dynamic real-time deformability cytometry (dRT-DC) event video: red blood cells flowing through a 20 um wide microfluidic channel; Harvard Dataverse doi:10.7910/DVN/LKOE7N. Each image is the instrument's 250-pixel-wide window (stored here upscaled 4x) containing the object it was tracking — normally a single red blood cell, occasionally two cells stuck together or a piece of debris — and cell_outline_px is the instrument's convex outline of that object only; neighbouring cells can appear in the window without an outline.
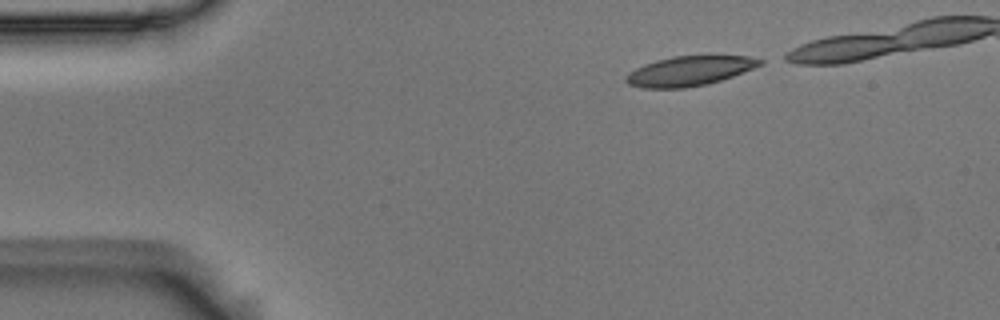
{"species": "Egyptian fruit bat (a non-hibernating species)", "species_latin": "Rousettus aegyptiacus", "temperature_condition": "room temperature", "stored_images_in_passage": 37, "camera_frame_rate_fps": 3000, "um_per_image_px": 0.085, "animal": {"sex": "male"}, "frame": {"image": 1, "passage_image": 1, "time_ms": 0.0, "image_size_px": [1000, 320], "cell_outline_px": [[764, 64], [732, 76], [708, 84], [684, 88], [644, 88], [628, 84], [624, 80], [624, 76], [628, 72], [644, 64], [656, 60], [672, 56], [748, 56], [764, 60]], "centroid_in_image_um": [58.57, 6.03], "position_along_channel_um": 26.4, "area_um2": 23.18}}
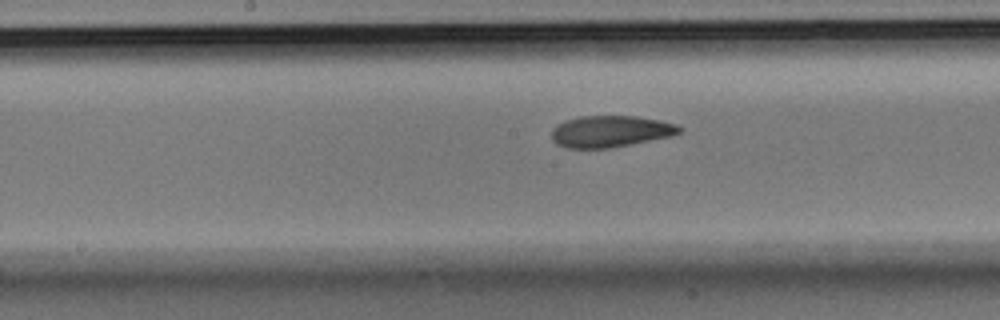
{"frame": {"image": 2, "passage_image": 20, "time_ms": 6.333, "image_size_px": [1000, 320], "cell_outline_px": [[684, 128], [680, 132], [672, 136], [608, 148], [568, 148], [556, 144], [552, 140], [552, 128], [568, 120], [580, 116], [636, 116], [660, 120], [676, 124]], "centroid_in_image_um": [51.91, 11.16], "position_along_channel_um": 196.3, "area_um2": 23.35}}
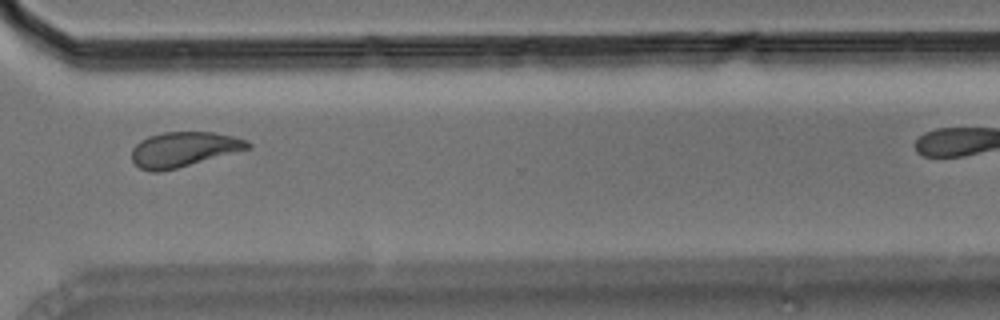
{"frame": {"image": 3, "passage_image": 33, "time_ms": 10.667, "image_size_px": [1000, 320], "cell_outline_px": [[252, 148], [176, 168], [160, 172], [152, 172], [140, 168], [132, 160], [132, 148], [140, 140], [148, 136], [164, 132], [212, 132], [232, 136], [248, 140], [252, 144]], "centroid_in_image_um": [15.62, 12.69], "position_along_channel_um": 355.0, "area_um2": 23.58}}